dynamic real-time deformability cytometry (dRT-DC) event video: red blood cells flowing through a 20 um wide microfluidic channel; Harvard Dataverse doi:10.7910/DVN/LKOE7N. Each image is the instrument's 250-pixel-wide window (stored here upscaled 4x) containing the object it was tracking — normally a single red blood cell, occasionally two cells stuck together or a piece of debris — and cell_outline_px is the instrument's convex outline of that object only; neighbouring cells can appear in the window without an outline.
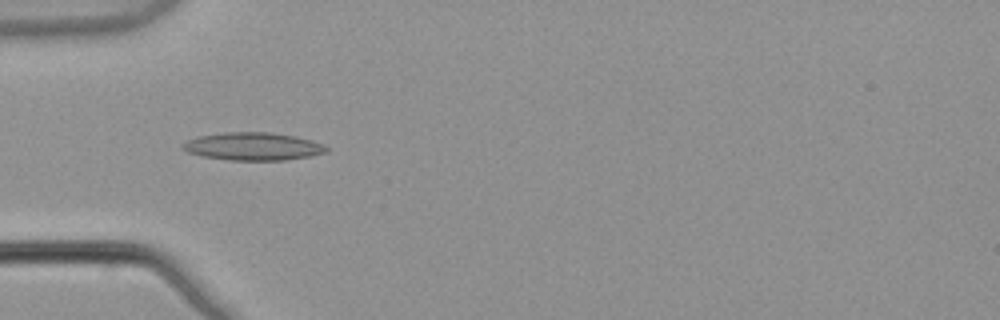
{"species": "common noctule bat (a hibernating species)", "species_latin": "Nyctalus noctula", "temperature_condition": "warm", "stored_images_in_passage": 19, "camera_frame_rate_fps": 3000, "um_per_image_px": 0.085, "animal": {"sex": "male", "body_mass_g": 21.5, "forearm_length_mm": 52.0}, "frame": {"image": 1, "passage_image": 4, "time_ms": 1.0, "image_size_px": [1000, 320], "cell_outline_px": [[328, 152], [312, 156], [284, 160], [228, 160], [200, 156], [188, 152], [180, 148], [180, 144], [188, 140], [200, 136], [224, 132], [268, 132], [296, 136], [312, 140], [324, 144], [328, 148]], "centroid_in_image_um": [21.51, 12.45], "position_along_channel_um": 63.5, "area_um2": 23.52}}